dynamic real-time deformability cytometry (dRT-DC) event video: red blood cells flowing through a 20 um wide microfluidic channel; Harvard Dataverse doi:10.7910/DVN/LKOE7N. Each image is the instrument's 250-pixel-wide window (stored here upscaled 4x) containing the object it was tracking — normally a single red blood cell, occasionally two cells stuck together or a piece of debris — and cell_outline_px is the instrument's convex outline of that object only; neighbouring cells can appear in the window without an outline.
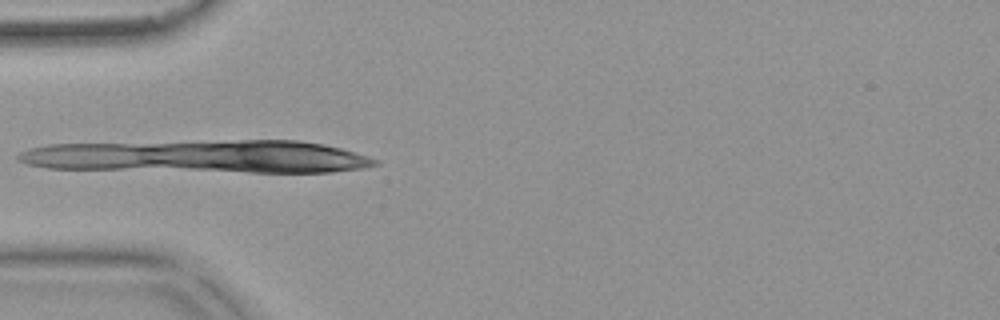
{"species": "common noctule bat (a hibernating species)", "species_latin": "Nyctalus noctula", "temperature_condition": "warm", "stored_images_in_passage": 14, "camera_frame_rate_fps": 3000, "um_per_image_px": 0.085, "animal": {"sex": "female", "body_mass_g": 18.4}, "frame": {"image": 1, "passage_image": 7, "time_ms": 2.0, "image_size_px": [1000, 320], "cell_outline_px": [[332, 168], [256, 168], [208, 164], [212, 144], [256, 144], [324, 164]], "centroid_in_image_um": [21.89, 13.39], "position_along_channel_um": 63.1, "area_um2": 14.33}}
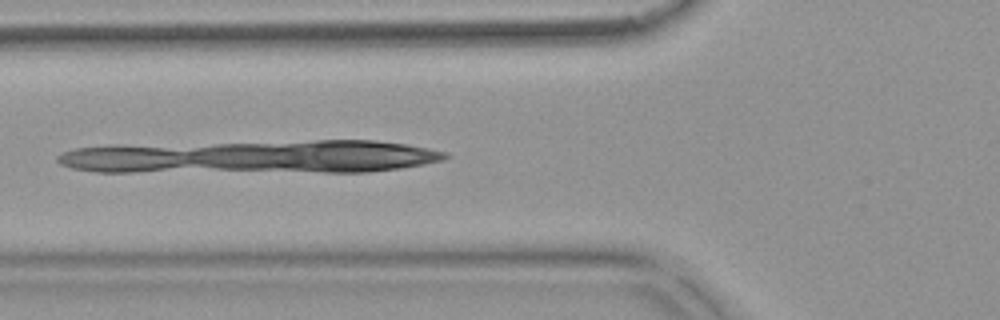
{"frame": {"image": 2, "passage_image": 10, "time_ms": 3.0, "image_size_px": [1000, 320], "cell_outline_px": [[404, 164], [380, 168], [328, 168], [320, 144], [388, 144], [404, 148]], "centroid_in_image_um": [30.81, 13.23], "position_along_channel_um": 95.0, "area_um2": 13.29}}